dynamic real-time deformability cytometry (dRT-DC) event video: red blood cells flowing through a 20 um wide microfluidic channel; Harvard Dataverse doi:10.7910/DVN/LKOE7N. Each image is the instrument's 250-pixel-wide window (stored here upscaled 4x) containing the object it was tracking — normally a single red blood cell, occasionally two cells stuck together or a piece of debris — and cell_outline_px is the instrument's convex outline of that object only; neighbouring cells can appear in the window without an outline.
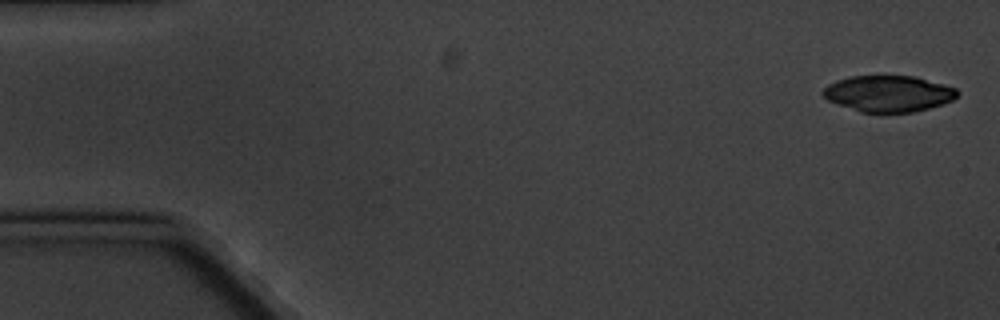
{"species": "common noctule bat (a hibernating species)", "species_latin": "Nyctalus noctula", "temperature_condition": "cold", "stored_images_in_passage": 3, "camera_frame_rate_fps": 3000, "um_per_image_px": 0.085, "animal": {"sex": "male", "body_mass_g": 20.1, "forearm_length_mm": 53.5}, "frame": {"image": 1, "passage_image": 1, "time_ms": 0.0, "image_size_px": [1000, 320], "cell_outline_px": [[960, 92], [952, 100], [928, 108], [912, 112], [860, 112], [836, 104], [828, 100], [820, 92], [828, 84], [836, 80], [848, 76], [912, 76], [944, 84], [956, 88]], "centroid_in_image_um": [75.47, 7.95], "position_along_channel_um": 9.5, "area_um2": 28.26}}